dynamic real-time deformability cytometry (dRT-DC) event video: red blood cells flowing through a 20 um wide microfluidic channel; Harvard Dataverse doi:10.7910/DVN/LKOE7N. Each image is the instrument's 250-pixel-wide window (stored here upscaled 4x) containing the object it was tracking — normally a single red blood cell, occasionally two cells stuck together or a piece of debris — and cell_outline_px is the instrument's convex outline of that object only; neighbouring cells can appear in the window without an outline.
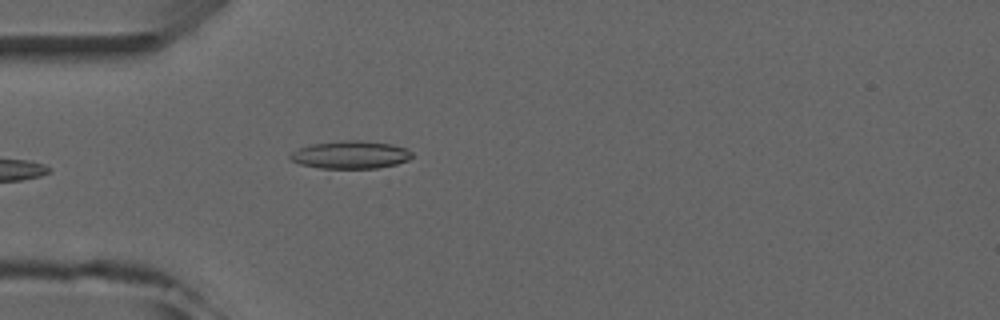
{"species": "common noctule bat (a hibernating species)", "species_latin": "Nyctalus noctula", "temperature_condition": "room temperature", "stored_images_in_passage": 2, "camera_frame_rate_fps": 3000, "um_per_image_px": 0.085, "animal": {"sex": "male", "forearm_length_mm": 52.5}, "frame": {"image": 1, "passage_image": 2, "time_ms": 1.667, "image_size_px": [1000, 320], "cell_outline_px": [[412, 156], [408, 160], [396, 164], [376, 168], [320, 168], [300, 164], [292, 160], [288, 156], [292, 152], [300, 148], [312, 144], [344, 140], [360, 140], [392, 144], [408, 148], [412, 152]], "centroid_in_image_um": [29.82, 13.15], "position_along_channel_um": 55.2, "area_um2": 19.65}}